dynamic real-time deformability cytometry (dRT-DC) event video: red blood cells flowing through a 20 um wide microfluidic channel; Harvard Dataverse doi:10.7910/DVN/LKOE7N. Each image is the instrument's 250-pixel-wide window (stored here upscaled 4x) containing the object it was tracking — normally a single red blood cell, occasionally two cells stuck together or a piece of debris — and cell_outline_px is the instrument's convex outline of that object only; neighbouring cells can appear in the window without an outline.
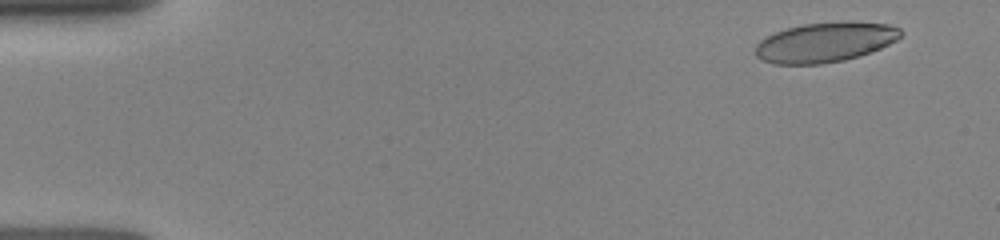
{"species": "human", "species_latin": "Homo sapiens", "temperature_condition": "room temperature", "stored_images_in_passage": 38, "camera_frame_rate_fps": 3000, "um_per_image_px": 0.085, "donor": {"sex": "female"}, "frame": {"image": 1, "passage_image": 3, "time_ms": 1.0, "image_size_px": [1000, 240], "cell_outline_px": [[904, 32], [896, 40], [880, 48], [844, 60], [820, 64], [776, 64], [764, 60], [756, 56], [756, 44], [760, 40], [776, 32], [788, 28], [804, 24], [848, 20], [852, 20], [888, 24], [900, 28]], "centroid_in_image_um": [70.17, 3.57], "position_along_channel_um": 14.8, "area_um2": 33.64}}
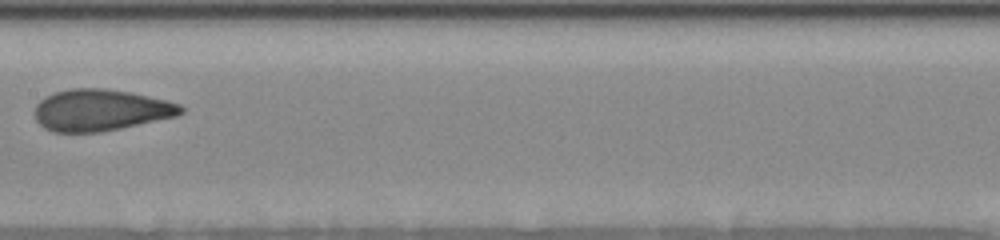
{"frame": {"image": 2, "passage_image": 20, "time_ms": 8.333, "image_size_px": [1000, 240], "cell_outline_px": [[184, 112], [176, 116], [120, 128], [100, 132], [52, 132], [44, 128], [36, 120], [36, 104], [44, 96], [56, 92], [72, 88], [108, 88], [132, 92], [168, 100], [180, 104], [184, 108]], "centroid_in_image_um": [8.56, 9.35], "position_along_channel_um": 198.8, "area_um2": 35.49}}
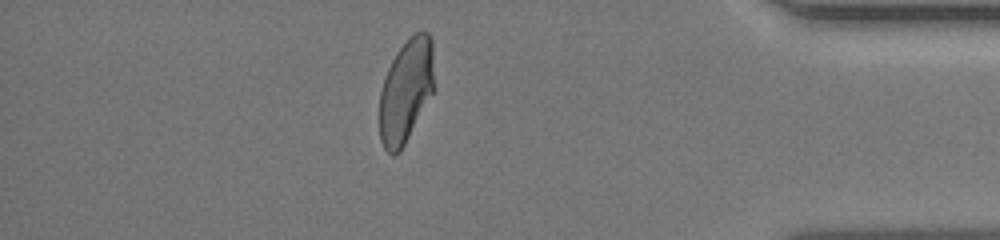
{"frame": {"image": 3, "passage_image": 35, "time_ms": 14.0, "image_size_px": [1000, 240], "cell_outline_px": [[432, 92], [400, 152], [392, 156], [384, 148], [380, 140], [380, 92], [388, 68], [396, 52], [416, 32], [428, 32], [432, 40]], "centroid_in_image_um": [34.47, 7.75], "position_along_channel_um": 400.7, "area_um2": 32.08}}